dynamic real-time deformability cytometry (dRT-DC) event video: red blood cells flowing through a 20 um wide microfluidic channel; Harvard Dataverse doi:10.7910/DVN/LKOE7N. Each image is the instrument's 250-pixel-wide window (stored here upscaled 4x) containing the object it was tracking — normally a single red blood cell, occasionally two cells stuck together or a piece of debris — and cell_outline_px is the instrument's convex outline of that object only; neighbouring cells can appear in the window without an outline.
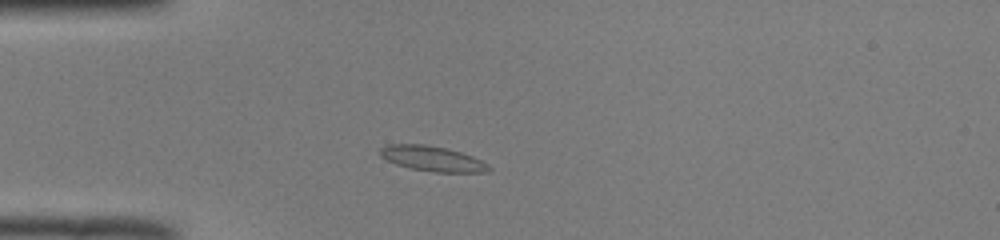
{"species": "common noctule bat (a hibernating species)", "species_latin": "Nyctalus noctula", "temperature_condition": "room temperature", "stored_images_in_passage": 44, "camera_frame_rate_fps": 3000, "um_per_image_px": 0.085, "animal": {"sex": "male", "body_mass_g": 19.0, "forearm_length_mm": 50.8}, "frame": {"image": 1, "passage_image": 7, "time_ms": 2.0, "image_size_px": [1000, 240], "cell_outline_px": [[492, 168], [488, 172], [436, 172], [412, 168], [396, 164], [380, 156], [380, 148], [388, 144], [428, 144], [448, 148], [472, 156], [488, 164]], "centroid_in_image_um": [36.76, 13.47], "position_along_channel_um": 48.2, "area_um2": 15.9}}
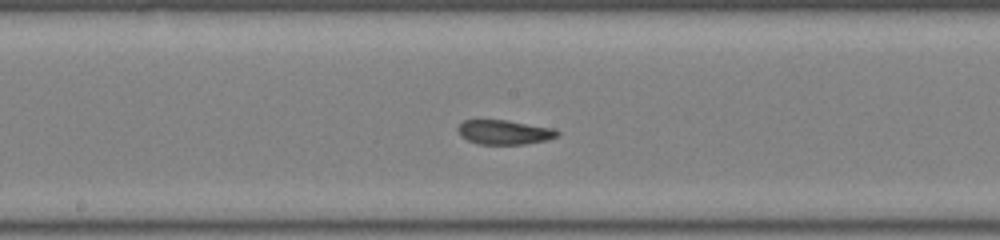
{"frame": {"image": 2, "passage_image": 20, "time_ms": 6.333, "image_size_px": [1000, 240], "cell_outline_px": [[560, 136], [548, 140], [524, 144], [480, 144], [468, 140], [460, 136], [456, 128], [464, 120], [504, 120], [556, 128], [560, 132]], "centroid_in_image_um": [42.91, 11.24], "position_along_channel_um": 205.3, "area_um2": 14.28}}
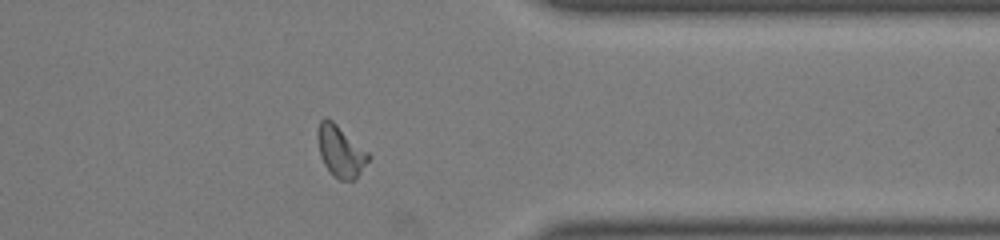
{"frame": {"image": 3, "passage_image": 34, "time_ms": 11.0, "image_size_px": [1000, 240], "cell_outline_px": [[372, 156], [356, 176], [352, 180], [340, 180], [332, 176], [324, 164], [320, 156], [316, 136], [316, 132], [320, 120], [324, 116], [332, 120], [368, 152]], "centroid_in_image_um": [28.9, 12.83], "position_along_channel_um": 382.5, "area_um2": 15.2}, "authors_computed_cell_mechanics": {"area_um2": 14.9991, "velocity_mm_per_s": 3.9758, "shape_relaxation_time_tau1_ms": null, "shape_relaxation_time_tau2_ms": 1.57, "deformation_change_tau1": null, "deformation_change_tau2": 0.0695}}